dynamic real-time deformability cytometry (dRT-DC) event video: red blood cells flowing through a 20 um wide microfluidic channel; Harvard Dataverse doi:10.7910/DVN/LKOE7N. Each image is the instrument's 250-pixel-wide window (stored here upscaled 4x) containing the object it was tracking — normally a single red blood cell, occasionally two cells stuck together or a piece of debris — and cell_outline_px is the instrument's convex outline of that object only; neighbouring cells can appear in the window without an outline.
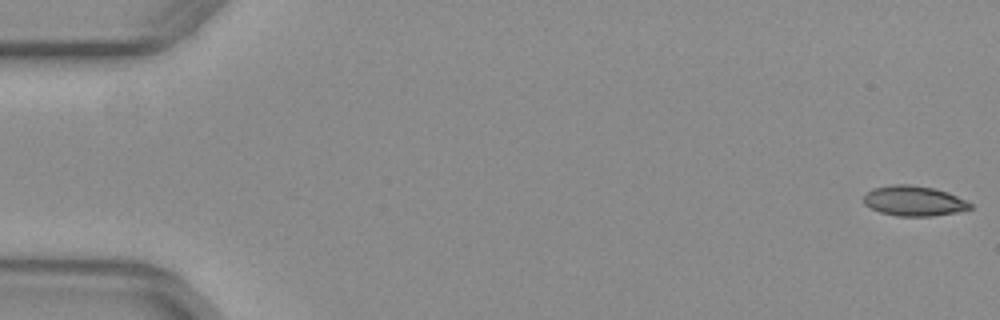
{"species": "common noctule bat (a hibernating species)", "species_latin": "Nyctalus noctula", "temperature_condition": "warm", "stored_images_in_passage": 36, "camera_frame_rate_fps": 3000, "um_per_image_px": 0.085, "animal": {"sex": "female", "body_mass_g": 29.2, "forearm_length_mm": 56.3}, "frame": {"image": 1, "passage_image": 1, "time_ms": 0.0, "image_size_px": [1000, 320], "cell_outline_px": [[972, 208], [956, 212], [932, 216], [896, 216], [880, 212], [864, 204], [864, 196], [872, 188], [892, 184], [912, 184], [932, 188], [948, 192], [972, 204]], "centroid_in_image_um": [77.66, 17.07], "position_along_channel_um": 7.3, "area_um2": 18.61}}
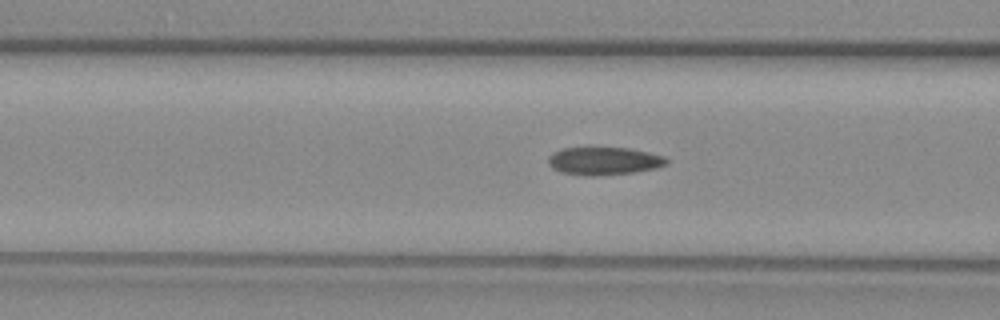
{"frame": {"image": 2, "passage_image": 21, "time_ms": 6.667, "image_size_px": [1000, 320], "cell_outline_px": [[668, 164], [656, 168], [632, 172], [596, 176], [588, 176], [560, 172], [552, 168], [548, 164], [548, 156], [552, 152], [564, 148], [588, 144], [632, 148], [664, 156], [668, 160]], "centroid_in_image_um": [51.28, 13.62], "position_along_channel_um": 115.3, "area_um2": 20.23}}
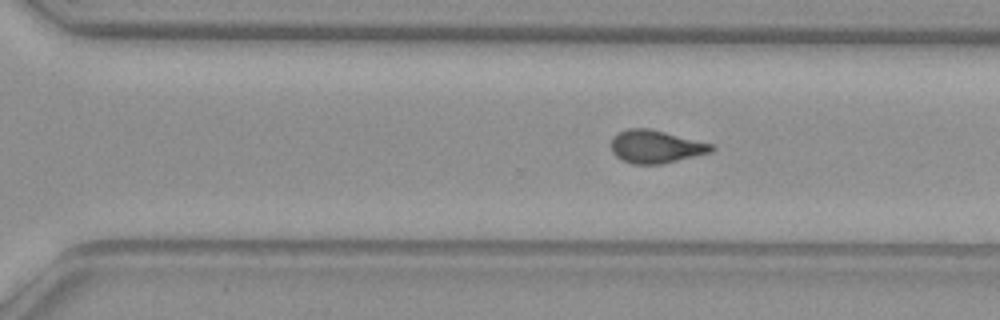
{"frame": {"image": 3, "passage_image": 36, "time_ms": 11.667, "image_size_px": [1000, 320], "cell_outline_px": [[716, 148], [712, 152], [660, 164], [632, 164], [616, 156], [612, 152], [612, 136], [616, 132], [628, 128], [648, 128], [712, 144]], "centroid_in_image_um": [55.71, 12.46], "position_along_channel_um": 314.9, "area_um2": 19.07}}